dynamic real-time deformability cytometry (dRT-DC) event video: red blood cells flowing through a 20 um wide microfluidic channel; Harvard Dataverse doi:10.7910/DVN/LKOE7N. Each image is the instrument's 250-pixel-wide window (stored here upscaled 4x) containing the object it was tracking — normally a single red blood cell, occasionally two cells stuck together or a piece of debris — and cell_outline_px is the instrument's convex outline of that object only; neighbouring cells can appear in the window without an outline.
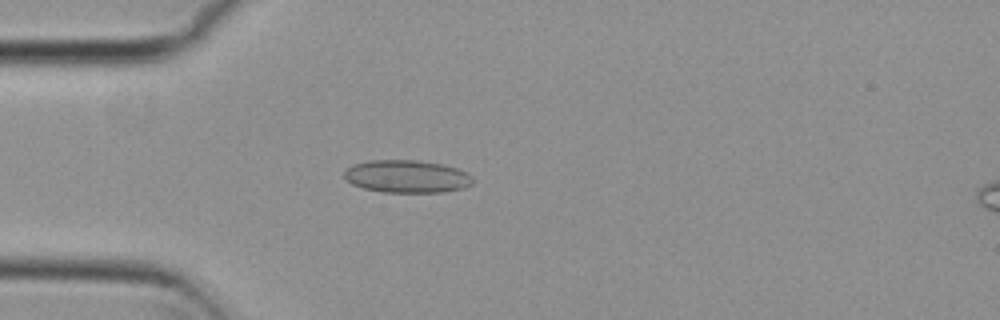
{"species": "common noctule bat (a hibernating species)", "species_latin": "Nyctalus noctula", "temperature_condition": "cold", "stored_images_in_passage": 5, "camera_frame_rate_fps": 3000, "um_per_image_px": 0.085, "animal": {"sex": "female", "body_mass_g": 29.2, "forearm_length_mm": 56.3}, "frame": {"image": 1, "passage_image": 5, "time_ms": 1.333, "image_size_px": [1000, 320], "cell_outline_px": [[472, 184], [464, 188], [444, 192], [384, 192], [364, 188], [352, 184], [344, 180], [344, 172], [352, 164], [368, 160], [416, 160], [444, 164], [468, 172], [472, 176]], "centroid_in_image_um": [34.58, 14.99], "position_along_channel_um": 50.4, "area_um2": 24.68}}